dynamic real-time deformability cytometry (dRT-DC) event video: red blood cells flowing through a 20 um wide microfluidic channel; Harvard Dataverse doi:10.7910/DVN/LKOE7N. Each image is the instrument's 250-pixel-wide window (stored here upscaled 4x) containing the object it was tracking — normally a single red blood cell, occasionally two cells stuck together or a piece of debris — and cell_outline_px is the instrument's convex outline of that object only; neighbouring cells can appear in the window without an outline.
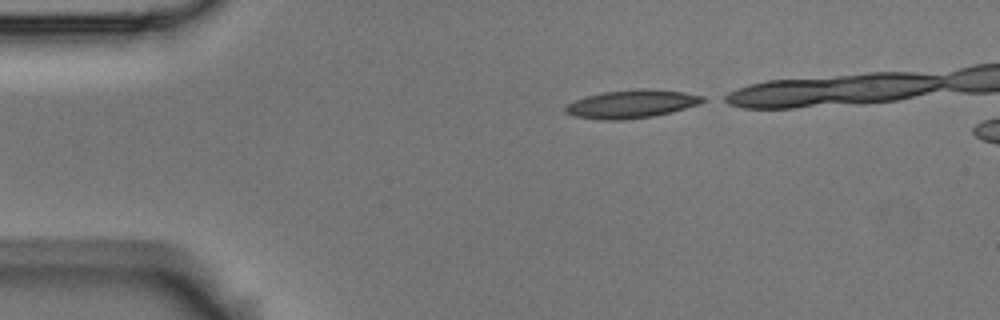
{"species": "Egyptian fruit bat (a non-hibernating species)", "species_latin": "Rousettus aegyptiacus", "temperature_condition": "room temperature", "stored_images_in_passage": 6, "camera_frame_rate_fps": 3000, "um_per_image_px": 0.085, "animal": {"sex": "male"}, "frame": {"image": 1, "passage_image": 1, "time_ms": 0.0, "image_size_px": [1000, 320], "cell_outline_px": [[708, 100], [700, 104], [672, 112], [652, 116], [624, 120], [604, 120], [572, 116], [564, 112], [564, 108], [568, 104], [584, 96], [604, 92], [640, 88], [648, 88], [684, 92], [704, 96]], "centroid_in_image_um": [53.7, 8.83], "position_along_channel_um": 31.3, "area_um2": 22.77}}